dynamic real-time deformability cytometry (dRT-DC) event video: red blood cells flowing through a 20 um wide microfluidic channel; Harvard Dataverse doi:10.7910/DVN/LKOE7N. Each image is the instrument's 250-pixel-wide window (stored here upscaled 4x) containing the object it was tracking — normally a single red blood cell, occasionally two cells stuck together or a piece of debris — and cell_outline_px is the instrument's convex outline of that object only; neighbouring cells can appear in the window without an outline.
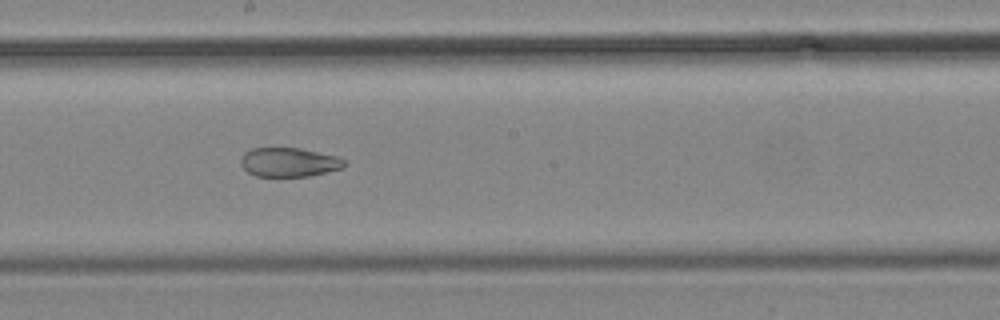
{"species": "common noctule bat (a hibernating species)", "species_latin": "Nyctalus noctula", "temperature_condition": "cold", "stored_images_in_passage": 15, "camera_frame_rate_fps": 3000, "um_per_image_px": 0.085, "animal": {"sex": "male", "body_mass_g": 19.2, "forearm_length_mm": 51.8}, "frame": {"image": 1, "passage_image": 13, "time_ms": 14.667, "image_size_px": [1000, 320], "cell_outline_px": [[344, 164], [340, 168], [308, 176], [256, 176], [248, 172], [240, 164], [240, 160], [244, 152], [252, 148], [300, 148], [340, 156], [344, 160]], "centroid_in_image_um": [24.53, 13.77], "position_along_channel_um": 223.7, "area_um2": 17.46}}